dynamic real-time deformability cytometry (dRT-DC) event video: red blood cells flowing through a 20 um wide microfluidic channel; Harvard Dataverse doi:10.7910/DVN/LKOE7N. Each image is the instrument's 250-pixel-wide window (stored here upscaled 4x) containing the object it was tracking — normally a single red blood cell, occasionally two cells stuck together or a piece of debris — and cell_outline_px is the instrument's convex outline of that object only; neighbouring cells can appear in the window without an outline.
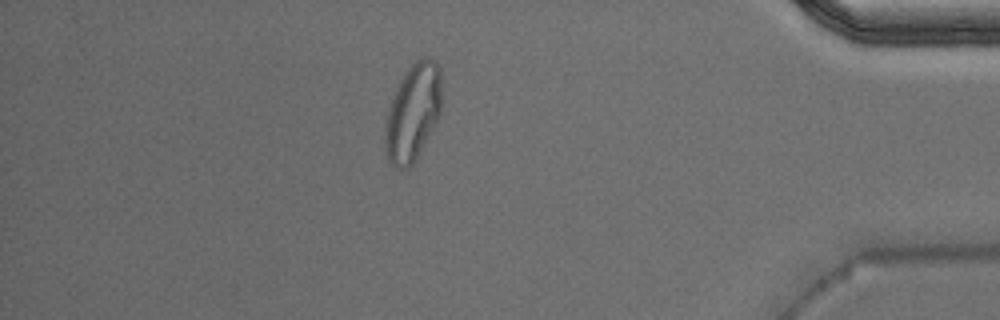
{"species": "Egyptian fruit bat (a non-hibernating species)", "species_latin": "Rousettus aegyptiacus", "temperature_condition": "warm", "stored_images_in_passage": 46, "camera_frame_rate_fps": 3000, "um_per_image_px": 0.085, "animal": {"sex": "male"}, "frame": {"image": 1, "passage_image": 40, "time_ms": 13.0, "image_size_px": [1000, 320], "cell_outline_px": [[440, 112], [416, 160], [408, 168], [396, 168], [388, 160], [384, 140], [384, 136], [388, 108], [396, 88], [400, 80], [412, 64], [420, 56], [428, 56], [436, 60], [440, 64]], "centroid_in_image_um": [35.09, 9.52], "position_along_channel_um": 400.1, "area_um2": 31.73}, "authors_computed_cell_mechanics": {"area_um2": 21.7906, "velocity_mm_per_s": 3.9807, "shape_relaxation_time_tau1_ms": null, "shape_relaxation_time_tau2_ms": 1.0465, "deformation_change_tau1": null, "deformation_change_tau2": 0.0651}}